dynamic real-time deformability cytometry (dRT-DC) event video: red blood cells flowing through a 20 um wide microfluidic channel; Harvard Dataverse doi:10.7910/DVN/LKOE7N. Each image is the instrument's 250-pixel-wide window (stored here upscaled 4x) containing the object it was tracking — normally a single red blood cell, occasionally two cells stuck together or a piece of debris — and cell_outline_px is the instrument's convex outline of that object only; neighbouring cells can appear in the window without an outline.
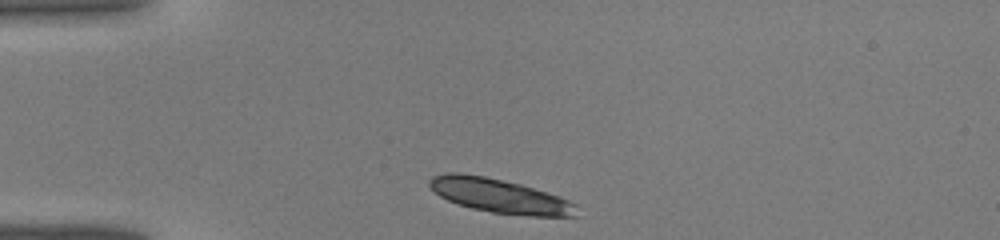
{"species": "common noctule bat (a hibernating species)", "species_latin": "Nyctalus noctula", "temperature_condition": "warm", "stored_images_in_passage": 30, "segment_of_instrument_passage": [1, 2], "camera_frame_rate_fps": 3000, "um_per_image_px": 0.085, "animal": {"sex": "male", "body_mass_g": 19.0, "forearm_length_mm": 50.8}, "frame": {"image": 1, "passage_image": 1, "time_ms": 0.0, "image_size_px": [1000, 240], "cell_outline_px": [[580, 216], [532, 216], [492, 212], [472, 208], [456, 204], [440, 196], [428, 184], [428, 180], [432, 176], [448, 172], [460, 172], [484, 176], [520, 184], [568, 200], [576, 204]], "centroid_in_image_um": [42.45, 16.65], "position_along_channel_um": 42.6, "area_um2": 29.02}}